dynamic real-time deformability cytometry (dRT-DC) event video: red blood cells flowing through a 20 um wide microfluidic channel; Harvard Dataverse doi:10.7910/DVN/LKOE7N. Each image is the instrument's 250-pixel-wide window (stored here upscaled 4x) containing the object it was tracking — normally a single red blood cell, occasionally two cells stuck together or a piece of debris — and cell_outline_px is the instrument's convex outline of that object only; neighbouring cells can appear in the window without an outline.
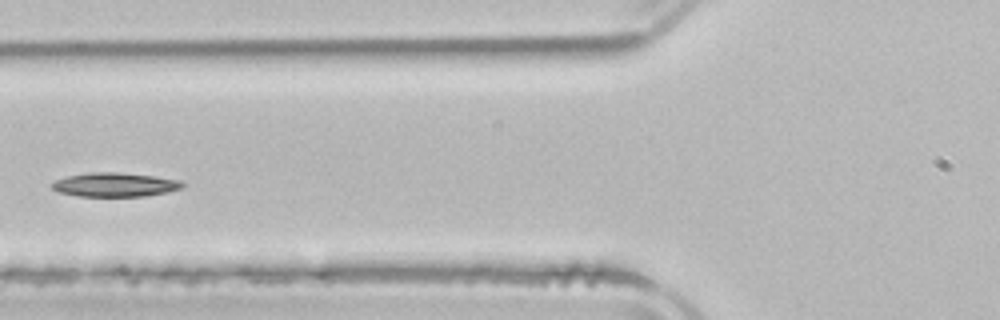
{"species": "common noctule bat (a hibernating species)", "species_latin": "Nyctalus noctula", "temperature_condition": "room temperature", "stored_images_in_passage": 4, "camera_frame_rate_fps": 3000, "um_per_image_px": 0.085, "animal": {"sex": "male", "body_mass_g": 21.5, "forearm_length_mm": 52.0}, "frame": {"image": 1, "passage_image": 4, "time_ms": 5.667, "image_size_px": [1000, 320], "cell_outline_px": [[184, 184], [180, 188], [168, 192], [144, 196], [80, 196], [60, 192], [52, 188], [52, 184], [56, 180], [68, 176], [92, 172], [116, 172], [152, 176], [180, 180]], "centroid_in_image_um": [9.78, 15.7], "position_along_channel_um": 116.0, "area_um2": 17.92}}